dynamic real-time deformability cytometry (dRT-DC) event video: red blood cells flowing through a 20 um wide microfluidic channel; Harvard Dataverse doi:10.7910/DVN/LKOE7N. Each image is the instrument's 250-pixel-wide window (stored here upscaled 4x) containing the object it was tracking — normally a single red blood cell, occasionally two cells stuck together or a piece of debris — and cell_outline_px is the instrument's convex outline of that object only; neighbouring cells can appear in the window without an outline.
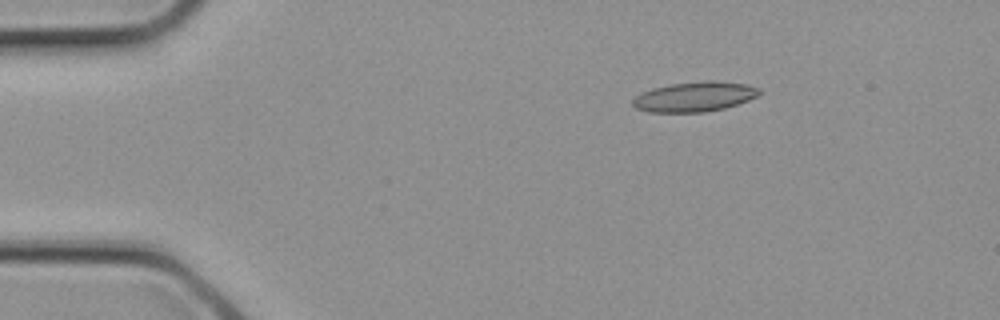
{"species": "common noctule bat (a hibernating species)", "species_latin": "Nyctalus noctula", "temperature_condition": "cold", "stored_images_in_passage": 4, "camera_frame_rate_fps": 3000, "um_per_image_px": 0.085, "animal": {"sex": "female", "body_mass_g": 21.9}, "frame": {"image": 1, "passage_image": 2, "time_ms": 0.333, "image_size_px": [1000, 320], "cell_outline_px": [[764, 92], [748, 100], [724, 108], [704, 112], [648, 112], [636, 108], [632, 104], [632, 100], [640, 92], [652, 88], [672, 84], [704, 80], [716, 80], [748, 84], [760, 88]], "centroid_in_image_um": [59.05, 8.2], "position_along_channel_um": 25.9, "area_um2": 22.25}}
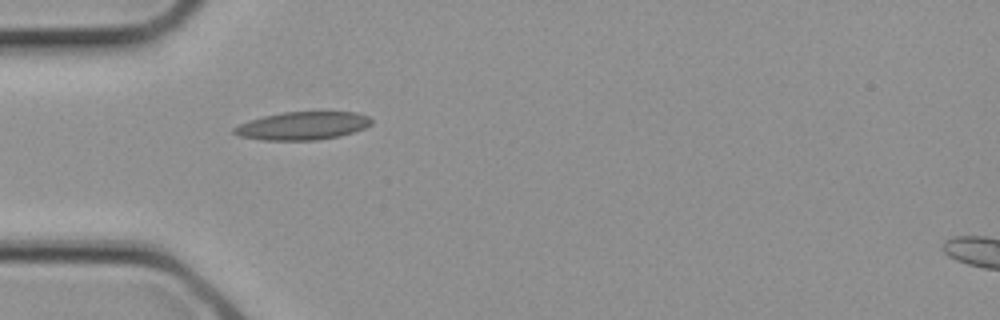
{"frame": {"image": 2, "passage_image": 3, "time_ms": 0.667, "image_size_px": [1000, 320], "cell_outline_px": [[372, 124], [364, 128], [340, 136], [316, 140], [260, 140], [240, 136], [232, 132], [232, 128], [240, 124], [264, 116], [284, 112], [356, 112], [368, 116], [372, 120]], "centroid_in_image_um": [25.73, 10.69], "position_along_channel_um": 59.3, "area_um2": 22.31}}